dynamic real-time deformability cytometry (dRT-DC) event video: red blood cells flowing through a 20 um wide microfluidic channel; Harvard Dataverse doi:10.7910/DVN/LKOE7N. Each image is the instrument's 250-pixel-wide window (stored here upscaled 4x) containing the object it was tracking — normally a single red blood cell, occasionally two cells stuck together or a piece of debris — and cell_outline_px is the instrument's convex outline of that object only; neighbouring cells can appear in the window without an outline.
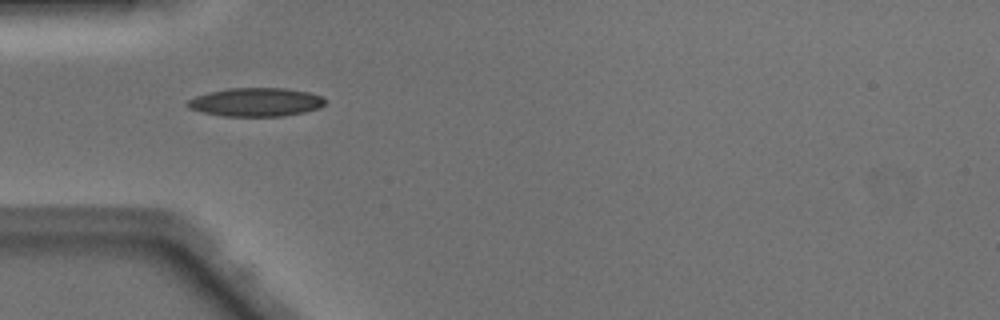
{"species": "Egyptian fruit bat (a non-hibernating species)", "species_latin": "Rousettus aegyptiacus", "temperature_condition": "warm", "stored_images_in_passage": 14, "camera_frame_rate_fps": 3000, "um_per_image_px": 0.085, "animal": {"sex": "male"}, "frame": {"image": 1, "passage_image": 1, "time_ms": 0.0, "image_size_px": [1000, 320], "cell_outline_px": [[328, 100], [320, 108], [304, 112], [284, 116], [224, 116], [200, 112], [188, 108], [184, 104], [188, 100], [196, 96], [228, 88], [284, 88], [308, 92], [320, 96]], "centroid_in_image_um": [21.75, 8.69], "position_along_channel_um": 63.3, "area_um2": 22.95}}